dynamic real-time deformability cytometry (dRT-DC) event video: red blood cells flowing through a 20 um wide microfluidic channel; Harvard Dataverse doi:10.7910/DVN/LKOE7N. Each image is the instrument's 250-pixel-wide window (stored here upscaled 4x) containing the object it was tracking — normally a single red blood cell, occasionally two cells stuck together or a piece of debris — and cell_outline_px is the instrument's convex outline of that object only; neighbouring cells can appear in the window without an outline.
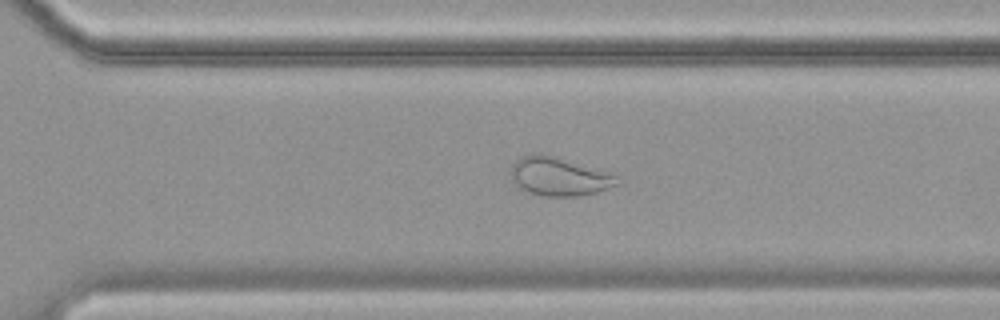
{"species": "common noctule bat (a hibernating species)", "species_latin": "Nyctalus noctula", "temperature_condition": "cold", "stored_images_in_passage": 42, "camera_frame_rate_fps": 3000, "um_per_image_px": 0.085, "animal": {"sex": "female", "body_mass_g": 19.9}, "frame": {"image": 1, "passage_image": 25, "time_ms": 8.0, "image_size_px": [1000, 320], "cell_outline_px": [[620, 184], [596, 192], [580, 196], [544, 196], [528, 192], [520, 188], [512, 180], [508, 172], [508, 168], [520, 156], [532, 152], [540, 152], [556, 156], [612, 172], [620, 176]], "centroid_in_image_um": [47.52, 14.97], "position_along_channel_um": 323.1, "area_um2": 24.74}}
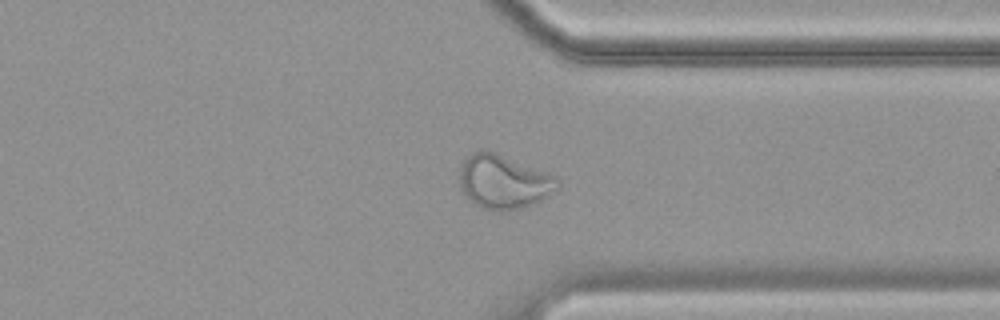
{"frame": {"image": 2, "passage_image": 29, "time_ms": 9.333, "image_size_px": [1000, 320], "cell_outline_px": [[560, 184], [556, 188], [540, 200], [520, 208], [500, 212], [496, 212], [480, 208], [468, 200], [460, 188], [460, 164], [472, 152], [480, 148], [484, 148], [548, 172], [556, 176], [560, 180]], "centroid_in_image_um": [42.76, 15.44], "position_along_channel_um": 368.6, "area_um2": 31.1}}
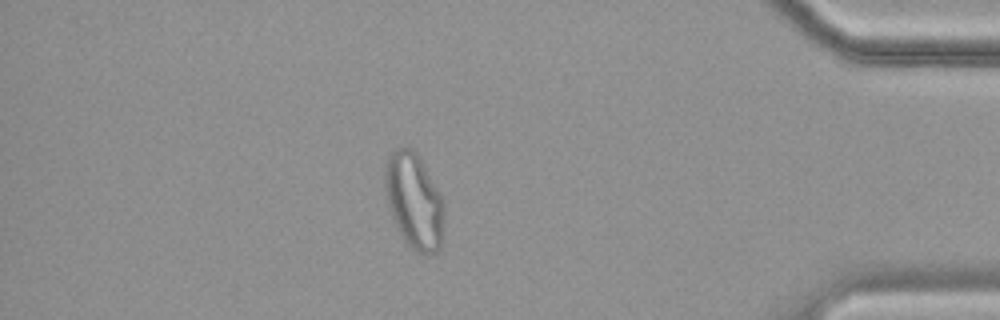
{"frame": {"image": 3, "passage_image": 35, "time_ms": 11.333, "image_size_px": [1000, 320], "cell_outline_px": [[444, 216], [440, 248], [436, 252], [416, 252], [404, 240], [392, 216], [388, 204], [384, 188], [384, 168], [388, 156], [392, 148], [412, 148], [420, 156], [440, 192], [444, 200]], "centroid_in_image_um": [35.19, 17.01], "position_along_channel_um": 400.0, "area_um2": 33.12}, "authors_computed_cell_mechanics": {"area_um2": 24.9407, "velocity_mm_per_s": 3.4551, "shape_relaxation_time_tau1_ms": null, "shape_relaxation_time_tau2_ms": 0.902, "deformation_change_tau1": null, "deformation_change_tau2": 0.0635}}